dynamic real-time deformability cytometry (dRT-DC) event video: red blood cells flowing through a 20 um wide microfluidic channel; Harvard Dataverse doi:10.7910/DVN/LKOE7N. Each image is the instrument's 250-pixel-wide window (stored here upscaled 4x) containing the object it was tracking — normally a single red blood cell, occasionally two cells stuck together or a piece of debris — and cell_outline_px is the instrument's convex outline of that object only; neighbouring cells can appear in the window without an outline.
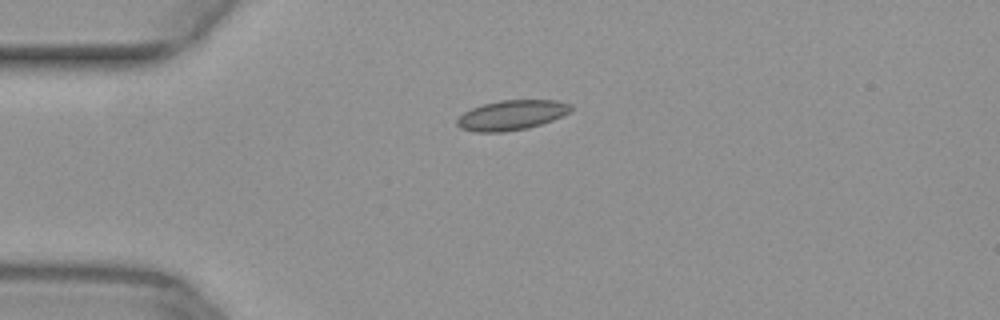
{"species": "common noctule bat (a hibernating species)", "species_latin": "Nyctalus noctula", "temperature_condition": "warm", "stored_images_in_passage": 39, "camera_frame_rate_fps": 3000, "um_per_image_px": 0.085, "animal": {"sex": "female", "body_mass_g": 29.2, "forearm_length_mm": 56.3}, "frame": {"image": 1, "passage_image": 1, "time_ms": 0.0, "image_size_px": [1000, 320], "cell_outline_px": [[572, 108], [568, 112], [552, 120], [528, 128], [504, 132], [476, 132], [460, 128], [456, 124], [456, 120], [464, 112], [472, 108], [484, 104], [500, 100], [556, 100], [572, 104]], "centroid_in_image_um": [43.46, 9.78], "position_along_channel_um": 41.5, "area_um2": 19.71}}
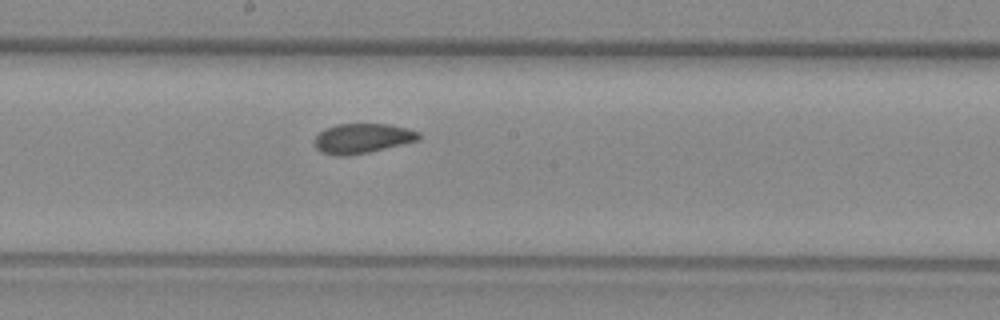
{"frame": {"image": 2, "passage_image": 16, "time_ms": 5.0, "image_size_px": [1000, 320], "cell_outline_px": [[420, 140], [368, 152], [348, 156], [336, 156], [324, 152], [316, 148], [316, 136], [324, 128], [336, 124], [388, 124], [420, 132]], "centroid_in_image_um": [30.8, 11.76], "position_along_channel_um": 217.4, "area_um2": 17.92}}
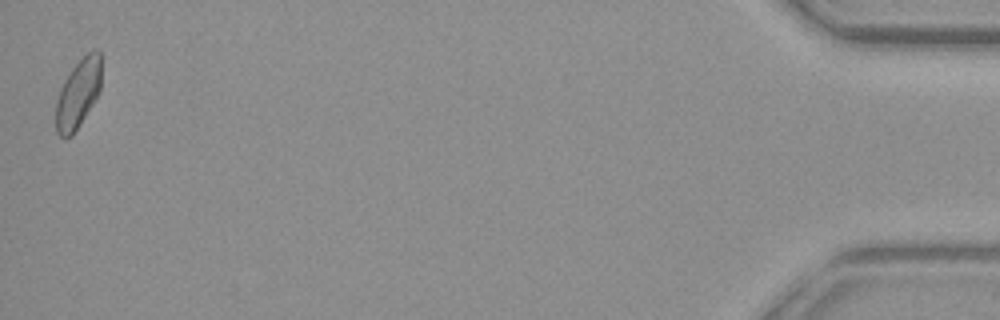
{"frame": {"image": 3, "passage_image": 39, "time_ms": 12.667, "image_size_px": [1000, 320], "cell_outline_px": [[100, 92], [80, 124], [72, 136], [60, 136], [56, 132], [56, 100], [60, 88], [64, 80], [72, 68], [92, 48], [100, 48]], "centroid_in_image_um": [6.64, 7.93], "position_along_channel_um": 428.6, "area_um2": 18.21}}